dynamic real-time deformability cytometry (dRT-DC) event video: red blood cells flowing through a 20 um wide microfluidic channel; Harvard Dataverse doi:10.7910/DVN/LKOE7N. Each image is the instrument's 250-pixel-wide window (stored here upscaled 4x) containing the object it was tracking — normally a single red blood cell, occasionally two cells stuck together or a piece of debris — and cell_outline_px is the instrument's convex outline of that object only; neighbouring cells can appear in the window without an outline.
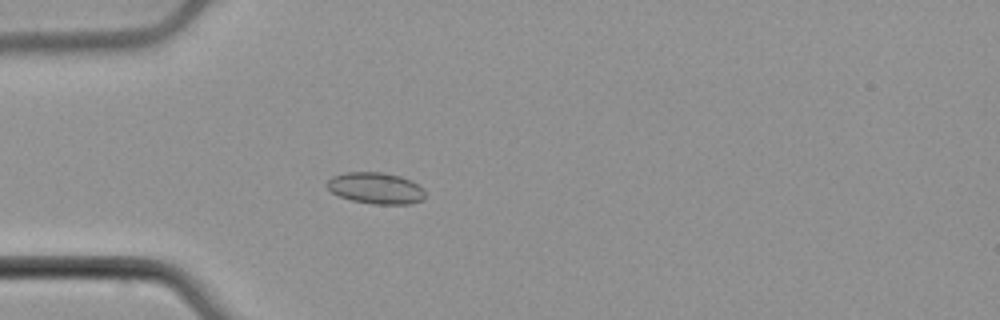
{"species": "common noctule bat (a hibernating species)", "species_latin": "Nyctalus noctula", "temperature_condition": "cold", "stored_images_in_passage": 44, "camera_frame_rate_fps": 3000, "um_per_image_px": 0.085, "animal": {"sex": "male", "body_mass_g": 21.5, "forearm_length_mm": 52.0}, "frame": {"image": 1, "passage_image": 10, "time_ms": 3.0, "image_size_px": [1000, 320], "cell_outline_px": [[424, 200], [412, 204], [372, 204], [352, 200], [340, 196], [332, 192], [324, 184], [332, 176], [344, 172], [384, 172], [400, 176], [412, 180], [424, 188]], "centroid_in_image_um": [31.96, 15.99], "position_along_channel_um": 53.0, "area_um2": 18.21}}
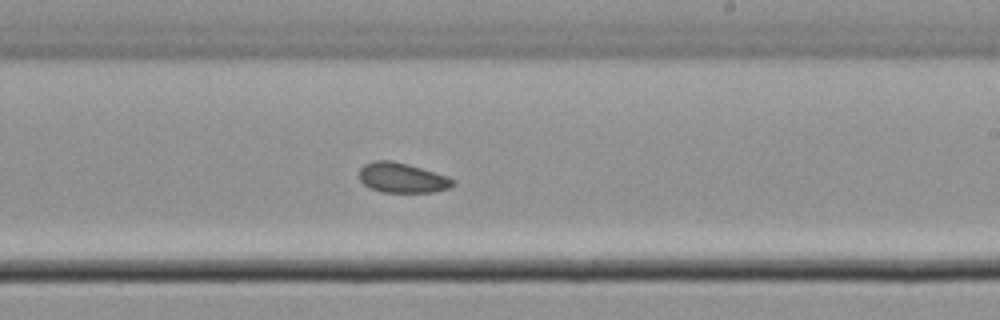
{"frame": {"image": 2, "passage_image": 27, "time_ms": 8.667, "image_size_px": [1000, 320], "cell_outline_px": [[456, 184], [448, 188], [432, 192], [384, 192], [372, 188], [364, 184], [360, 180], [360, 168], [364, 164], [372, 160], [392, 160], [408, 164], [448, 176]], "centroid_in_image_um": [34.17, 15.1], "position_along_channel_um": 254.8, "area_um2": 16.24}}
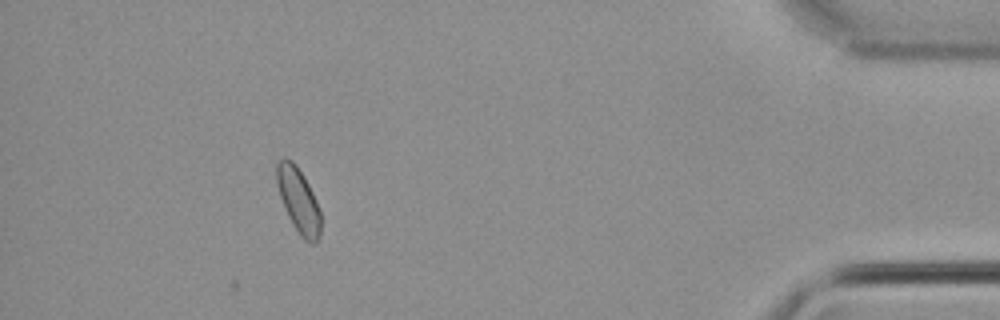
{"frame": {"image": 3, "passage_image": 44, "time_ms": 14.333, "image_size_px": [1000, 320], "cell_outline_px": [[320, 236], [316, 244], [308, 244], [300, 236], [292, 224], [288, 216], [280, 196], [276, 184], [276, 164], [284, 156], [292, 160], [296, 164], [308, 184], [316, 200], [320, 212]], "centroid_in_image_um": [25.36, 17.05], "position_along_channel_um": 409.8, "area_um2": 16.76}, "authors_computed_cell_mechanics": {"area_um2": 16.6175, "velocity_mm_per_s": 3.7625, "shape_relaxation_time_tau1_ms": 2.4012, "shape_relaxation_time_tau2_ms": 6.855, "deformation_change_tau1": 0.0354, "deformation_change_tau2": 0.0951}}